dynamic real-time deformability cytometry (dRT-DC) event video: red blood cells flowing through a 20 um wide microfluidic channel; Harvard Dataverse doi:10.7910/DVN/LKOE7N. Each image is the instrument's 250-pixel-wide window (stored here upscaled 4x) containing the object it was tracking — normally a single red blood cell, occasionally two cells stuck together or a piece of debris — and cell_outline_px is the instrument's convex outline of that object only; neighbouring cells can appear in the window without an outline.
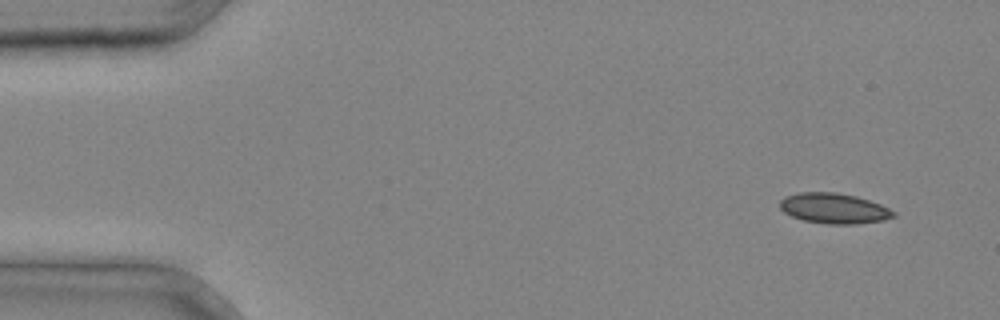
{"species": "common noctule bat (a hibernating species)", "species_latin": "Nyctalus noctula", "temperature_condition": "cold", "stored_images_in_passage": 36, "segment_of_instrument_passage": [1, 2], "camera_frame_rate_fps": 3000, "um_per_image_px": 0.085, "animal": {"sex": "male", "body_mass_g": 20.4}, "frame": {"image": 1, "passage_image": 1, "time_ms": 0.0, "image_size_px": [1000, 320], "cell_outline_px": [[896, 216], [884, 220], [856, 224], [828, 224], [804, 220], [792, 216], [784, 212], [780, 208], [780, 200], [784, 196], [800, 192], [836, 192], [856, 196], [880, 204], [896, 212]], "centroid_in_image_um": [70.89, 17.71], "position_along_channel_um": 14.1, "area_um2": 20.11}}
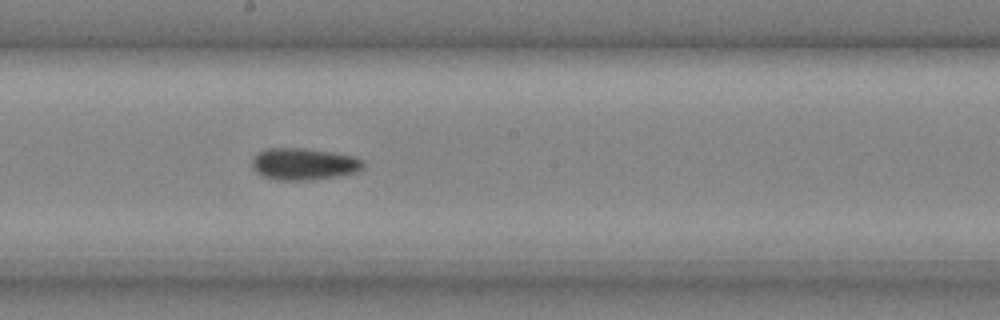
{"frame": {"image": 2, "passage_image": 19, "time_ms": 6.0, "image_size_px": [1000, 320], "cell_outline_px": [[364, 168], [356, 172], [332, 176], [304, 180], [280, 180], [264, 176], [256, 172], [252, 168], [252, 156], [268, 148], [304, 148], [332, 152], [356, 156], [364, 160]], "centroid_in_image_um": [25.83, 13.92], "position_along_channel_um": 222.4, "area_um2": 20.52}}
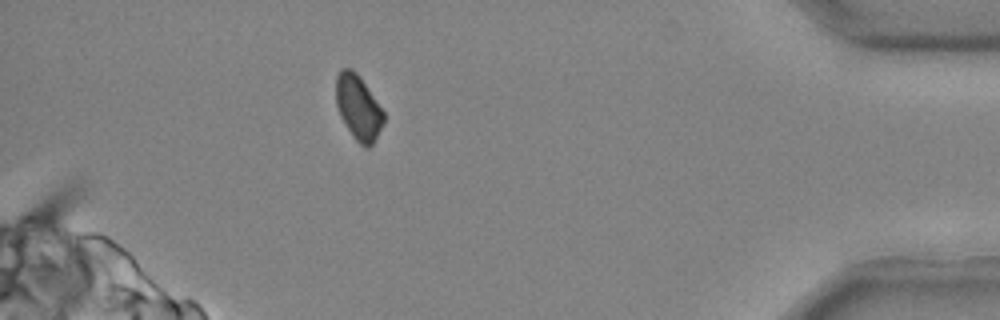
{"frame": {"image": 3, "passage_image": 32, "time_ms": 10.333, "image_size_px": [1000, 320], "cell_outline_px": [[384, 120], [372, 144], [368, 148], [364, 148], [352, 136], [340, 116], [336, 104], [336, 76], [340, 68], [352, 68], [360, 76], [384, 112]], "centroid_in_image_um": [30.43, 9.11], "position_along_channel_um": 404.8, "area_um2": 17.92}}